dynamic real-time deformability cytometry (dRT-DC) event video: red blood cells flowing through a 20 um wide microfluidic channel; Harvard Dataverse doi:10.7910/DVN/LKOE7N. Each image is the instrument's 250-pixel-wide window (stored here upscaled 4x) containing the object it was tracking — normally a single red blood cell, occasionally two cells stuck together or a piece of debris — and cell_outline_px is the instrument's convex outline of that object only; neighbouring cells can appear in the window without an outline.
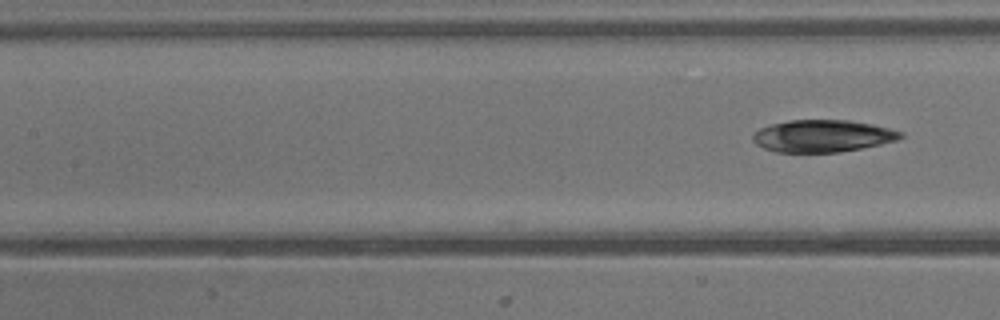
{"species": "common noctule bat (a hibernating species)", "species_latin": "Nyctalus noctula", "temperature_condition": "warm", "stored_images_in_passage": 9, "camera_frame_rate_fps": 3000, "um_per_image_px": 0.085, "animal": {"sex": "male", "body_mass_g": 13.3}, "frame": {"image": 1, "passage_image": 9, "time_ms": 2.667, "image_size_px": [1000, 320], "cell_outline_px": [[904, 136], [896, 140], [860, 148], [840, 152], [776, 152], [764, 148], [756, 144], [752, 140], [752, 136], [760, 128], [772, 124], [788, 120], [848, 120], [872, 124], [904, 132]], "centroid_in_image_um": [69.9, 11.55], "position_along_channel_um": 137.5, "area_um2": 27.51}}